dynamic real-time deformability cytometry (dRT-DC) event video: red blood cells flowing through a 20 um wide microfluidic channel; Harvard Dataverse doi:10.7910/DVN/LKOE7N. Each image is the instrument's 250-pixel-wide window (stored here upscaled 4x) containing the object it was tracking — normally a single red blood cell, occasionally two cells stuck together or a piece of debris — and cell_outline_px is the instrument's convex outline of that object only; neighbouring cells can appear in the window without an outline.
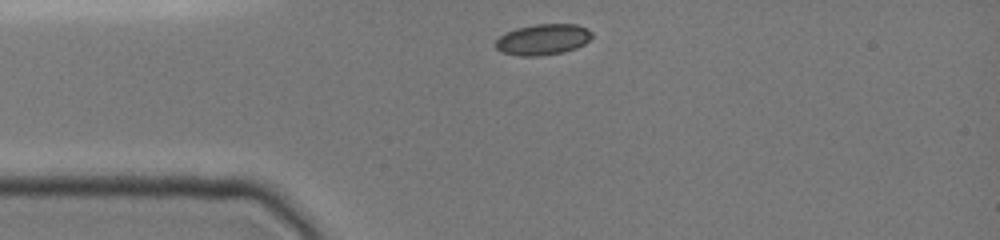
{"species": "common noctule bat (a hibernating species)", "species_latin": "Nyctalus noctula", "temperature_condition": "cold", "stored_images_in_passage": 6, "camera_frame_rate_fps": 3000, "um_per_image_px": 0.085, "animal": {"sex": "female", "body_mass_g": 19.0, "forearm_length_mm": 51.5}, "frame": {"image": 1, "passage_image": 1, "time_ms": 0.0, "image_size_px": [1000, 240], "cell_outline_px": [[592, 36], [584, 44], [576, 48], [564, 52], [540, 56], [520, 56], [500, 52], [496, 48], [496, 40], [500, 36], [516, 28], [536, 24], [576, 24], [588, 28], [592, 32]], "centroid_in_image_um": [46.16, 3.36], "position_along_channel_um": 38.8, "area_um2": 17.4}}
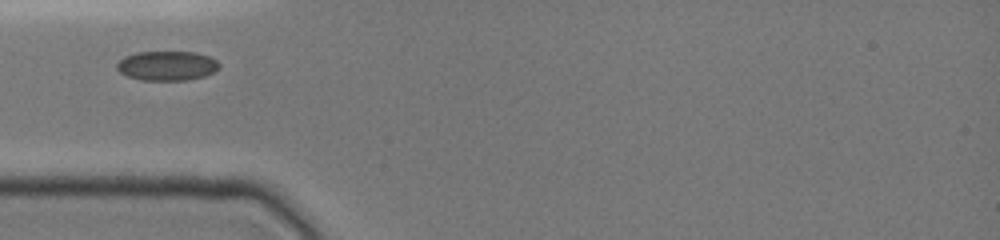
{"frame": {"image": 2, "passage_image": 4, "time_ms": 1.333, "image_size_px": [1000, 240], "cell_outline_px": [[220, 68], [204, 76], [184, 80], [140, 80], [128, 76], [120, 72], [116, 68], [116, 64], [124, 56], [136, 52], [196, 52], [208, 56], [216, 60], [220, 64]], "centroid_in_image_um": [14.18, 5.58], "position_along_channel_um": 70.8, "area_um2": 17.57}}